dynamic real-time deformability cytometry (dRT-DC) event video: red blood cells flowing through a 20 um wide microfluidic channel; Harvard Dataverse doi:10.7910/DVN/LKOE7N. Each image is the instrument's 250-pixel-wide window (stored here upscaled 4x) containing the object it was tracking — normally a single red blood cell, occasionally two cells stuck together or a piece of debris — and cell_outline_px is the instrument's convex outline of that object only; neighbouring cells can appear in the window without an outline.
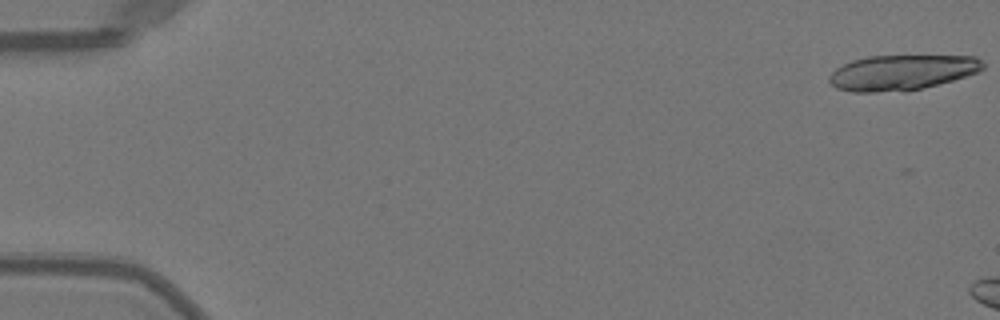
{"species": "Egyptian fruit bat (a non-hibernating species)", "species_latin": "Rousettus aegyptiacus", "temperature_condition": "warm", "stored_images_in_passage": 5, "camera_frame_rate_fps": 3000, "um_per_image_px": 0.085, "animal": {"sex": "female"}, "frame": {"image": 1, "passage_image": 1, "time_ms": 0.0, "image_size_px": [1000, 320], "cell_outline_px": [[984, 68], [976, 72], [952, 80], [904, 92], [852, 92], [836, 88], [828, 80], [828, 76], [836, 68], [852, 60], [868, 56], [976, 56], [984, 60]], "centroid_in_image_um": [76.63, 6.16], "position_along_channel_um": 8.4, "area_um2": 31.56}}